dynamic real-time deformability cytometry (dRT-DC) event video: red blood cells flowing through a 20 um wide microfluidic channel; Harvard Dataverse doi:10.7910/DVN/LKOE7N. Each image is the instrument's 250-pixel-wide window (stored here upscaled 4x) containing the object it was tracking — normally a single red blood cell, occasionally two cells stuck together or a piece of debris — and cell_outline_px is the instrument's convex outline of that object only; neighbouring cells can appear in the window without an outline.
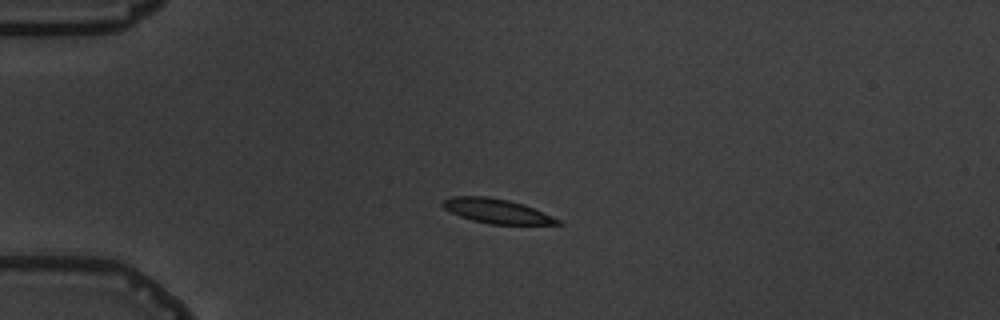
{"species": "common noctule bat (a hibernating species)", "species_latin": "Nyctalus noctula", "temperature_condition": "warm", "stored_images_in_passage": 5, "camera_frame_rate_fps": 3000, "um_per_image_px": 0.085, "animal": {"sex": "male", "body_mass_g": 19.5, "forearm_length_mm": 54.6}, "frame": {"image": 1, "passage_image": 3, "time_ms": 3.0, "image_size_px": [1000, 320], "cell_outline_px": [[564, 224], [492, 224], [472, 220], [460, 216], [444, 208], [440, 204], [440, 200], [452, 196], [488, 196], [508, 200], [524, 204], [552, 216], [560, 220]], "centroid_in_image_um": [42.18, 17.92], "position_along_channel_um": 42.8, "area_um2": 16.36}}